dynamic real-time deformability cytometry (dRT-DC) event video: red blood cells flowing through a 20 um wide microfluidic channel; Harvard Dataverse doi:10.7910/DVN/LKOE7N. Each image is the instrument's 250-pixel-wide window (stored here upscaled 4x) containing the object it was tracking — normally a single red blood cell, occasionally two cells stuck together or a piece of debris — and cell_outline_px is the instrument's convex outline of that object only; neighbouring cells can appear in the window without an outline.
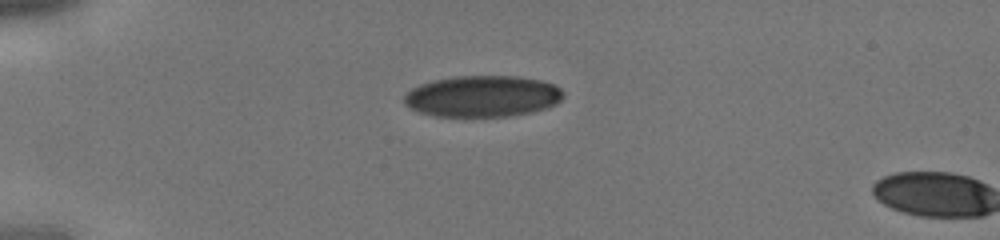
{"species": "human", "species_latin": "Homo sapiens", "temperature_condition": "cold", "stored_images_in_passage": 2, "camera_frame_rate_fps": 3000, "um_per_image_px": 0.085, "donor": {"sex": "male"}, "frame": {"image": 1, "passage_image": 1, "time_ms": 0.0, "image_size_px": [1000, 240], "cell_outline_px": [[564, 96], [556, 104], [548, 108], [532, 112], [508, 116], [436, 116], [420, 112], [404, 104], [404, 96], [412, 88], [420, 84], [432, 80], [456, 76], [516, 76], [544, 80], [560, 88], [564, 92]], "centroid_in_image_um": [41.05, 8.17], "position_along_channel_um": 44.0, "area_um2": 38.44}}